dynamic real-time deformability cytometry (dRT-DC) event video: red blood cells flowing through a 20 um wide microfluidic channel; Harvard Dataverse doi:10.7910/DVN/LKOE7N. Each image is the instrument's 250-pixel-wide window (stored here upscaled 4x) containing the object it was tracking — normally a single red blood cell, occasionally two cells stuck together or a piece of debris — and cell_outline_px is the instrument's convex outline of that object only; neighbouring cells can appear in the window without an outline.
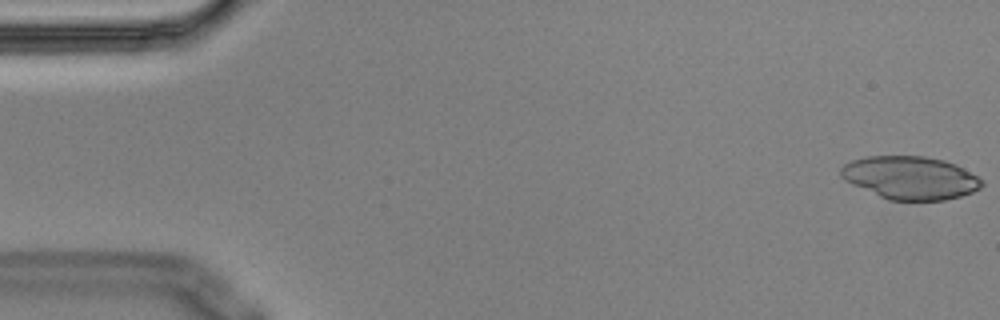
{"species": "Egyptian fruit bat (a non-hibernating species)", "species_latin": "Rousettus aegyptiacus", "temperature_condition": "cold", "stored_images_in_passage": 5, "camera_frame_rate_fps": 3000, "um_per_image_px": 0.085, "animal": {"sex": "male"}, "frame": {"image": 1, "passage_image": 1, "time_ms": 0.0, "image_size_px": [1000, 320], "cell_outline_px": [[984, 184], [980, 188], [972, 192], [960, 196], [944, 200], [888, 200], [852, 184], [844, 180], [840, 176], [840, 168], [844, 164], [852, 160], [868, 156], [924, 156], [944, 160], [956, 164], [984, 180]], "centroid_in_image_um": [77.38, 15.11], "position_along_channel_um": 7.6, "area_um2": 35.37}}